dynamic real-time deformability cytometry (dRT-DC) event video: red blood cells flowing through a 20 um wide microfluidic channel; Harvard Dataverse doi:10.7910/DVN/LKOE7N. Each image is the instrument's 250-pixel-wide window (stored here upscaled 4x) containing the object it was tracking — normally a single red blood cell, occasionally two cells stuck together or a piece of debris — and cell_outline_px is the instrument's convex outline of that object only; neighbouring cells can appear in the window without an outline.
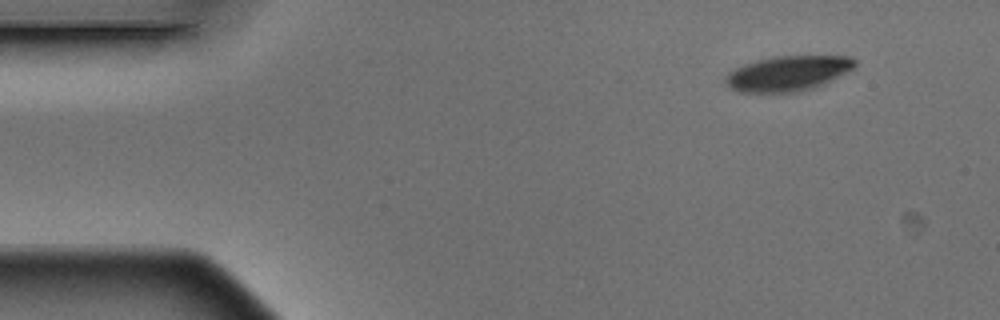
{"species": "Egyptian fruit bat (a non-hibernating species)", "species_latin": "Rousettus aegyptiacus", "temperature_condition": "warm", "stored_images_in_passage": 5, "camera_frame_rate_fps": 3000, "um_per_image_px": 0.085, "animal": {"sex": "male"}, "frame": {"image": 1, "passage_image": 1, "time_ms": 0.0, "image_size_px": [1000, 320], "cell_outline_px": [[856, 64], [848, 72], [816, 88], [796, 92], [740, 92], [732, 88], [724, 80], [724, 76], [728, 72], [744, 64], [756, 60], [772, 56], [852, 56], [856, 60]], "centroid_in_image_um": [66.99, 6.23], "position_along_channel_um": 18.0, "area_um2": 26.59}}
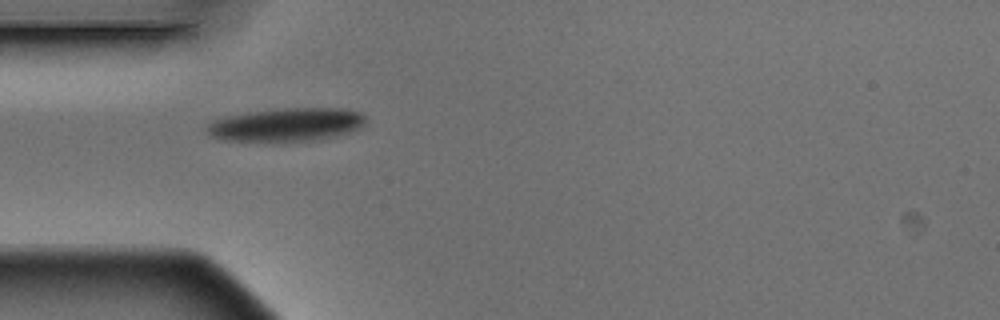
{"frame": {"image": 2, "passage_image": 4, "time_ms": 1.0, "image_size_px": [1000, 320], "cell_outline_px": [[364, 124], [360, 128], [348, 132], [312, 140], [224, 140], [212, 136], [208, 132], [208, 124], [212, 120], [228, 116], [248, 112], [284, 108], [344, 108], [360, 112], [364, 116]], "centroid_in_image_um": [24.36, 10.57], "position_along_channel_um": 60.6, "area_um2": 30.06}}
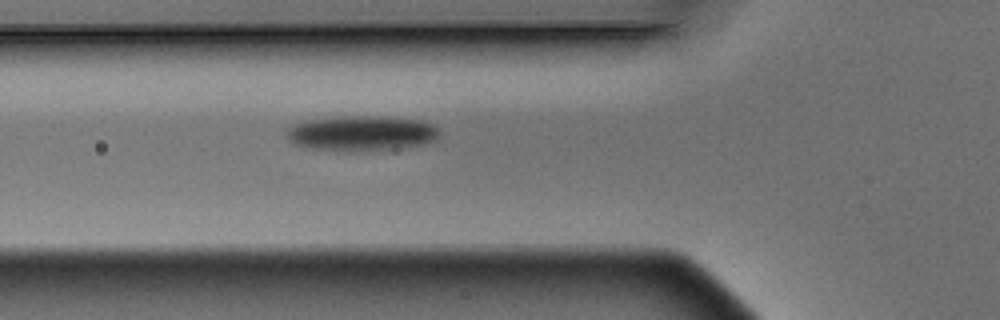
{"frame": {"image": 3, "passage_image": 5, "time_ms": 1.333, "image_size_px": [1000, 320], "cell_outline_px": [[440, 132], [436, 140], [404, 148], [360, 152], [348, 152], [304, 148], [292, 144], [288, 140], [288, 128], [296, 124], [308, 120], [336, 116], [380, 116], [420, 120], [432, 124]], "centroid_in_image_um": [30.7, 11.35], "position_along_channel_um": 95.1, "area_um2": 31.85}}